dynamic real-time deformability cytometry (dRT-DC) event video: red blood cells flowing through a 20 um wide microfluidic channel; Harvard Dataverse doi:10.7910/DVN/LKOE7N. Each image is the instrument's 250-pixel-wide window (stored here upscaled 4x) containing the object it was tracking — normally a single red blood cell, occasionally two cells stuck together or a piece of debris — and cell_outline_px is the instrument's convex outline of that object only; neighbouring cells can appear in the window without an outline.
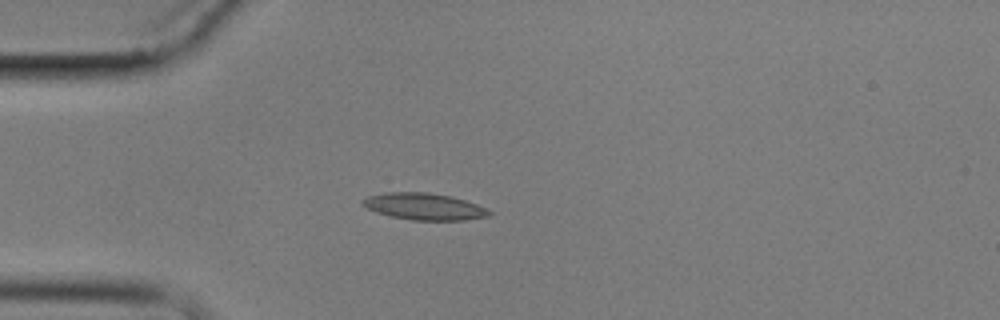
{"species": "common noctule bat (a hibernating species)", "species_latin": "Nyctalus noctula", "temperature_condition": "cold", "stored_images_in_passage": 3, "camera_frame_rate_fps": 3000, "um_per_image_px": 0.085, "animal": {"sex": "male", "body_mass_g": 17.9}, "frame": {"image": 1, "passage_image": 3, "time_ms": 3.333, "image_size_px": [1000, 320], "cell_outline_px": [[492, 212], [488, 216], [464, 220], [412, 220], [388, 216], [376, 212], [360, 204], [360, 200], [368, 196], [388, 192], [424, 192], [452, 196], [476, 204]], "centroid_in_image_um": [36.0, 17.55], "position_along_channel_um": 49.0, "area_um2": 19.65}}